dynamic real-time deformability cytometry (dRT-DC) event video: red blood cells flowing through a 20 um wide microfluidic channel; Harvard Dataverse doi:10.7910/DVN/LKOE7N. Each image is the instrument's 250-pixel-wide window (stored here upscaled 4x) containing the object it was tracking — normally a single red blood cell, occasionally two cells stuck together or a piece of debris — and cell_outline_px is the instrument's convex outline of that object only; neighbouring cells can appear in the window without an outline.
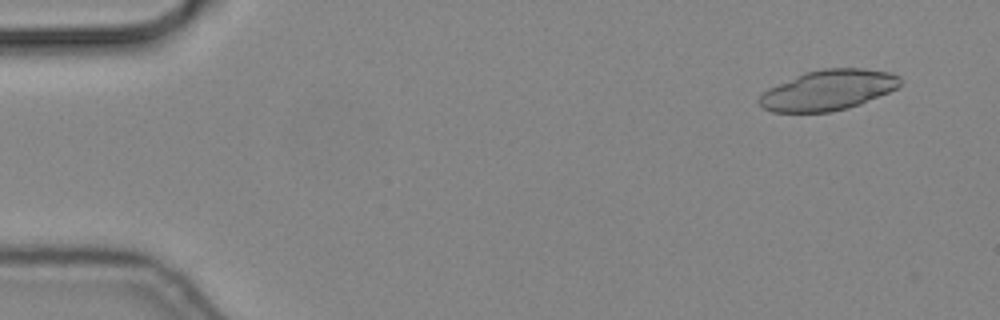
{"species": "common noctule bat (a hibernating species)", "species_latin": "Nyctalus noctula", "temperature_condition": "cold", "stored_images_in_passage": 10, "camera_frame_rate_fps": 3000, "um_per_image_px": 0.085, "animal": {"sex": "male", "body_mass_g": 19.2, "forearm_length_mm": 51.8}, "frame": {"image": 1, "passage_image": 4, "time_ms": 1.0, "image_size_px": [1000, 320], "cell_outline_px": [[900, 84], [896, 88], [888, 92], [860, 104], [848, 108], [832, 112], [772, 112], [764, 108], [756, 100], [768, 88], [804, 72], [824, 68], [864, 68], [888, 72], [900, 76]], "centroid_in_image_um": [70.37, 7.66], "position_along_channel_um": 14.6, "area_um2": 33.06}}